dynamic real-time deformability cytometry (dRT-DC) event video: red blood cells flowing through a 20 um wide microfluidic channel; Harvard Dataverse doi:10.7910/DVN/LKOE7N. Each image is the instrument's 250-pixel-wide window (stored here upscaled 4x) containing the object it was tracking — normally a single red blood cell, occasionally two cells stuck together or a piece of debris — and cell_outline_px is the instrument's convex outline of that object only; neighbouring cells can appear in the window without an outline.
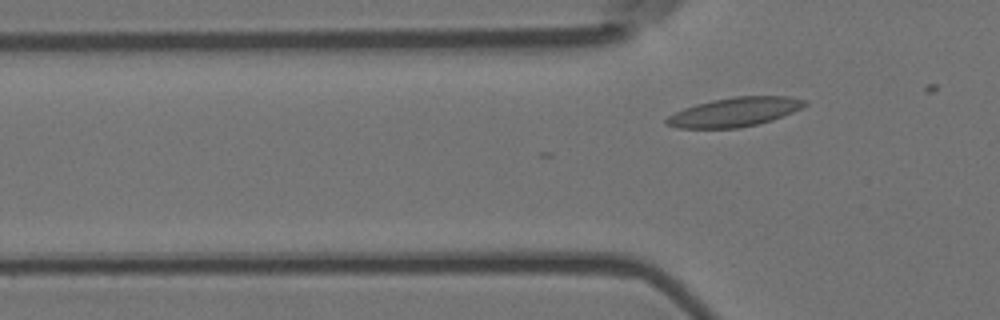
{"species": "Egyptian fruit bat (a non-hibernating species)", "species_latin": "Rousettus aegyptiacus", "temperature_condition": "room temperature", "stored_images_in_passage": 8, "segment_of_instrument_passage": [2, 2], "camera_frame_rate_fps": 3000, "um_per_image_px": 0.085, "animal": {"sex": "female"}, "frame": {"image": 1, "passage_image": 8, "time_ms": 2.333, "image_size_px": [1000, 320], "cell_outline_px": [[808, 104], [792, 112], [772, 120], [740, 128], [676, 128], [664, 124], [664, 120], [668, 116], [684, 108], [696, 104], [712, 100], [736, 96], [788, 96], [808, 100]], "centroid_in_image_um": [62.43, 9.52], "position_along_channel_um": 63.4, "area_um2": 23.47}}